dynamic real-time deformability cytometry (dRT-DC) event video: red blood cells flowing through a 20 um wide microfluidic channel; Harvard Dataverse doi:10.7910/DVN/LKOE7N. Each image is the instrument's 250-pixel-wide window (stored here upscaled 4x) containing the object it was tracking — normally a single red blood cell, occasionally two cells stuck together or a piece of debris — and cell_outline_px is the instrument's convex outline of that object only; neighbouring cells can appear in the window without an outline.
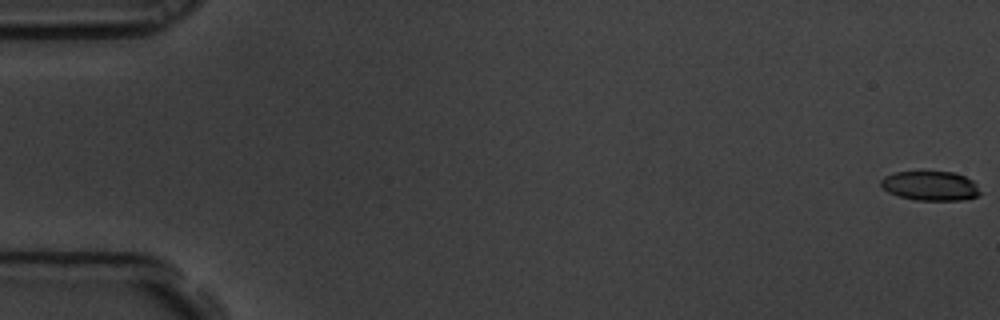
{"species": "common noctule bat (a hibernating species)", "species_latin": "Nyctalus noctula", "temperature_condition": "room temperature", "stored_images_in_passage": 6, "camera_frame_rate_fps": 3000, "um_per_image_px": 0.085, "animal": {"sex": "male", "body_mass_g": 19.5, "forearm_length_mm": 54.6}, "frame": {"image": 1, "passage_image": 1, "time_ms": 0.0, "image_size_px": [1000, 320], "cell_outline_px": [[980, 196], [964, 200], [916, 200], [900, 196], [888, 192], [880, 184], [880, 180], [884, 176], [896, 172], [956, 172], [972, 180], [976, 184], [980, 192]], "centroid_in_image_um": [79.1, 15.8], "position_along_channel_um": 5.9, "area_um2": 16.99}}
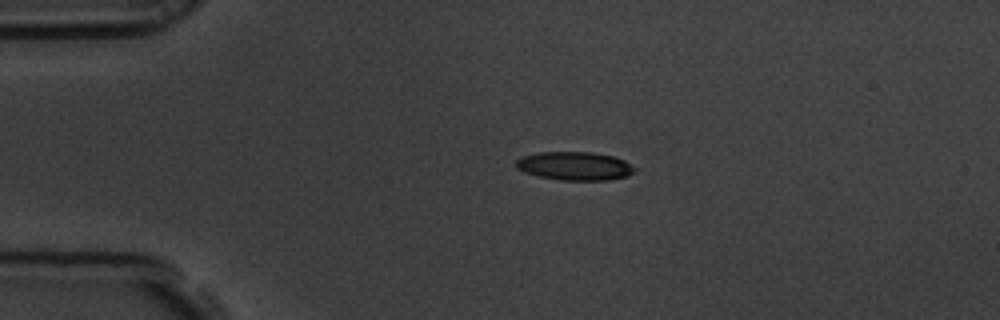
{"frame": {"image": 2, "passage_image": 4, "time_ms": 1.0, "image_size_px": [1000, 320], "cell_outline_px": [[636, 168], [632, 172], [624, 176], [608, 180], [560, 180], [540, 176], [524, 172], [516, 168], [516, 160], [524, 156], [540, 152], [592, 152], [612, 156], [624, 160]], "centroid_in_image_um": [48.83, 14.1], "position_along_channel_um": 36.2, "area_um2": 19.42}}
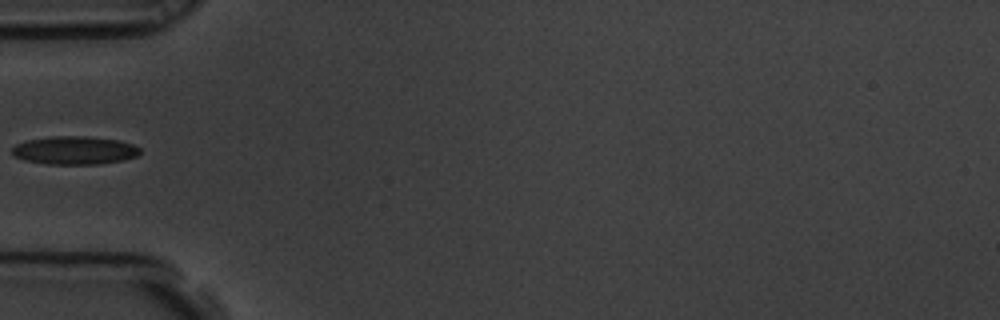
{"frame": {"image": 3, "passage_image": 6, "time_ms": 1.667, "image_size_px": [1000, 320], "cell_outline_px": [[140, 152], [136, 156], [124, 160], [100, 164], [44, 164], [24, 160], [12, 156], [12, 148], [16, 144], [28, 140], [52, 136], [84, 136], [120, 140], [132, 144], [140, 148]], "centroid_in_image_um": [6.32, 12.78], "position_along_channel_um": 78.7, "area_um2": 21.15}}